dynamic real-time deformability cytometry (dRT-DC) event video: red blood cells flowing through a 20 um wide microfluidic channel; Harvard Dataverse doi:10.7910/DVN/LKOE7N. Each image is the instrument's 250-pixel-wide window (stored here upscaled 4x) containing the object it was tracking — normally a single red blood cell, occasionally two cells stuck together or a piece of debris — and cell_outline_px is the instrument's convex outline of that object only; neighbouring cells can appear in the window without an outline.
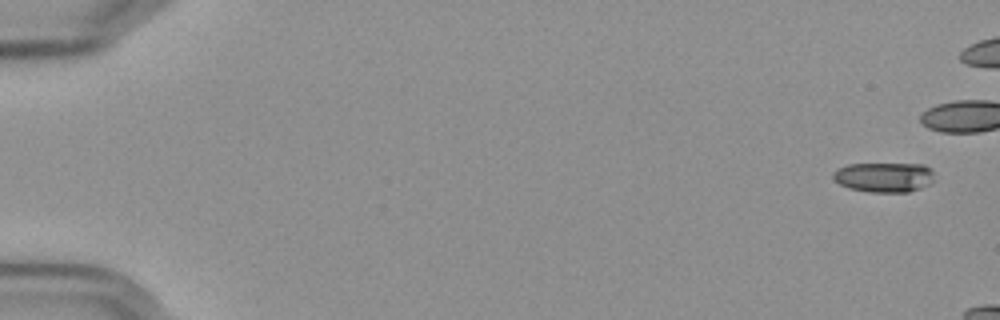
{"species": "Egyptian fruit bat (a non-hibernating species)", "species_latin": "Rousettus aegyptiacus", "temperature_condition": "cold", "stored_images_in_passage": 4, "camera_frame_rate_fps": 3000, "um_per_image_px": 0.085, "frame": {"image": 1, "passage_image": 1, "time_ms": 0.0, "image_size_px": [1000, 320], "cell_outline_px": [[932, 184], [908, 192], [868, 192], [848, 188], [840, 184], [832, 176], [832, 172], [836, 168], [848, 164], [924, 164], [932, 168]], "centroid_in_image_um": [75.14, 15.06], "position_along_channel_um": 9.9, "area_um2": 17.74}}